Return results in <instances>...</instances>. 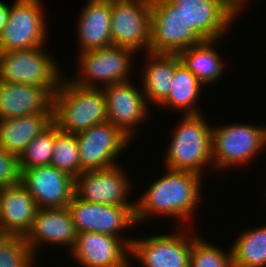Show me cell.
<instances>
[{"instance_id": "obj_1", "label": "cell", "mask_w": 266, "mask_h": 267, "mask_svg": "<svg viewBox=\"0 0 266 267\" xmlns=\"http://www.w3.org/2000/svg\"><path fill=\"white\" fill-rule=\"evenodd\" d=\"M201 181H203L202 175L198 173L166 168V173L151 183L141 194L142 196L134 202L136 222L144 224L153 216L162 215L166 218L168 216L177 218L178 221L181 219V222L187 223L184 227L188 225L190 228L193 212L198 209L202 196Z\"/></svg>"}, {"instance_id": "obj_2", "label": "cell", "mask_w": 266, "mask_h": 267, "mask_svg": "<svg viewBox=\"0 0 266 267\" xmlns=\"http://www.w3.org/2000/svg\"><path fill=\"white\" fill-rule=\"evenodd\" d=\"M53 123L61 132L77 134L107 122V103L101 88L79 86L63 77L53 95Z\"/></svg>"}, {"instance_id": "obj_3", "label": "cell", "mask_w": 266, "mask_h": 267, "mask_svg": "<svg viewBox=\"0 0 266 267\" xmlns=\"http://www.w3.org/2000/svg\"><path fill=\"white\" fill-rule=\"evenodd\" d=\"M166 148L165 168L191 171L203 176L212 165V127L203 113L183 114ZM211 164V165H210ZM204 171V172H203Z\"/></svg>"}, {"instance_id": "obj_4", "label": "cell", "mask_w": 266, "mask_h": 267, "mask_svg": "<svg viewBox=\"0 0 266 267\" xmlns=\"http://www.w3.org/2000/svg\"><path fill=\"white\" fill-rule=\"evenodd\" d=\"M44 47L0 52V81L35 85L53 96L64 76L57 61Z\"/></svg>"}, {"instance_id": "obj_5", "label": "cell", "mask_w": 266, "mask_h": 267, "mask_svg": "<svg viewBox=\"0 0 266 267\" xmlns=\"http://www.w3.org/2000/svg\"><path fill=\"white\" fill-rule=\"evenodd\" d=\"M263 147L266 148V125L234 122L212 127V165L216 170L246 164L256 159Z\"/></svg>"}, {"instance_id": "obj_6", "label": "cell", "mask_w": 266, "mask_h": 267, "mask_svg": "<svg viewBox=\"0 0 266 267\" xmlns=\"http://www.w3.org/2000/svg\"><path fill=\"white\" fill-rule=\"evenodd\" d=\"M79 54V72L77 71L73 79L67 78L72 83L102 89L110 84L123 83L132 79L129 78V73L134 69L133 61L137 53L130 48L112 44Z\"/></svg>"}, {"instance_id": "obj_7", "label": "cell", "mask_w": 266, "mask_h": 267, "mask_svg": "<svg viewBox=\"0 0 266 267\" xmlns=\"http://www.w3.org/2000/svg\"><path fill=\"white\" fill-rule=\"evenodd\" d=\"M206 40L169 0H151L149 53L178 54Z\"/></svg>"}, {"instance_id": "obj_8", "label": "cell", "mask_w": 266, "mask_h": 267, "mask_svg": "<svg viewBox=\"0 0 266 267\" xmlns=\"http://www.w3.org/2000/svg\"><path fill=\"white\" fill-rule=\"evenodd\" d=\"M42 0H15L0 37V52L46 46L48 26Z\"/></svg>"}, {"instance_id": "obj_9", "label": "cell", "mask_w": 266, "mask_h": 267, "mask_svg": "<svg viewBox=\"0 0 266 267\" xmlns=\"http://www.w3.org/2000/svg\"><path fill=\"white\" fill-rule=\"evenodd\" d=\"M187 228L181 226L184 230L173 234L160 233L141 239L134 238L130 257L141 262L142 267H190L191 248L198 235Z\"/></svg>"}, {"instance_id": "obj_10", "label": "cell", "mask_w": 266, "mask_h": 267, "mask_svg": "<svg viewBox=\"0 0 266 267\" xmlns=\"http://www.w3.org/2000/svg\"><path fill=\"white\" fill-rule=\"evenodd\" d=\"M68 209L75 229L78 232H97L121 238L131 247L133 238L122 237V232L133 225L137 226L135 206H112L90 203L75 196L70 200Z\"/></svg>"}, {"instance_id": "obj_11", "label": "cell", "mask_w": 266, "mask_h": 267, "mask_svg": "<svg viewBox=\"0 0 266 267\" xmlns=\"http://www.w3.org/2000/svg\"><path fill=\"white\" fill-rule=\"evenodd\" d=\"M110 30L112 44L149 52L151 0H111Z\"/></svg>"}, {"instance_id": "obj_12", "label": "cell", "mask_w": 266, "mask_h": 267, "mask_svg": "<svg viewBox=\"0 0 266 267\" xmlns=\"http://www.w3.org/2000/svg\"><path fill=\"white\" fill-rule=\"evenodd\" d=\"M123 169L118 164L106 169L84 171L74 179V196L101 205L135 206L133 201H128L134 186Z\"/></svg>"}, {"instance_id": "obj_13", "label": "cell", "mask_w": 266, "mask_h": 267, "mask_svg": "<svg viewBox=\"0 0 266 267\" xmlns=\"http://www.w3.org/2000/svg\"><path fill=\"white\" fill-rule=\"evenodd\" d=\"M79 161L83 171L106 169L118 165L116 159L126 149L128 138L109 121L94 125L76 134ZM116 161V162H115Z\"/></svg>"}, {"instance_id": "obj_14", "label": "cell", "mask_w": 266, "mask_h": 267, "mask_svg": "<svg viewBox=\"0 0 266 267\" xmlns=\"http://www.w3.org/2000/svg\"><path fill=\"white\" fill-rule=\"evenodd\" d=\"M138 87L130 80L102 88L107 103V120L131 140L137 137L135 135L138 125L144 121L146 123L148 114L151 115L149 110L151 106L142 88Z\"/></svg>"}, {"instance_id": "obj_15", "label": "cell", "mask_w": 266, "mask_h": 267, "mask_svg": "<svg viewBox=\"0 0 266 267\" xmlns=\"http://www.w3.org/2000/svg\"><path fill=\"white\" fill-rule=\"evenodd\" d=\"M20 182L33 197L38 209L68 207L74 196V178L52 165L20 172Z\"/></svg>"}, {"instance_id": "obj_16", "label": "cell", "mask_w": 266, "mask_h": 267, "mask_svg": "<svg viewBox=\"0 0 266 267\" xmlns=\"http://www.w3.org/2000/svg\"><path fill=\"white\" fill-rule=\"evenodd\" d=\"M75 229L68 207L37 209L30 231L24 237L29 248L36 255L41 246H60L69 248L76 242ZM43 244V245H42Z\"/></svg>"}, {"instance_id": "obj_17", "label": "cell", "mask_w": 266, "mask_h": 267, "mask_svg": "<svg viewBox=\"0 0 266 267\" xmlns=\"http://www.w3.org/2000/svg\"><path fill=\"white\" fill-rule=\"evenodd\" d=\"M69 255L82 267H117L130 257V247L119 237L78 232Z\"/></svg>"}, {"instance_id": "obj_18", "label": "cell", "mask_w": 266, "mask_h": 267, "mask_svg": "<svg viewBox=\"0 0 266 267\" xmlns=\"http://www.w3.org/2000/svg\"><path fill=\"white\" fill-rule=\"evenodd\" d=\"M207 40H221L236 22L221 0H169ZM231 26V27H230ZM225 35V36H224Z\"/></svg>"}, {"instance_id": "obj_19", "label": "cell", "mask_w": 266, "mask_h": 267, "mask_svg": "<svg viewBox=\"0 0 266 267\" xmlns=\"http://www.w3.org/2000/svg\"><path fill=\"white\" fill-rule=\"evenodd\" d=\"M53 96L42 87L0 81V120L53 114Z\"/></svg>"}, {"instance_id": "obj_20", "label": "cell", "mask_w": 266, "mask_h": 267, "mask_svg": "<svg viewBox=\"0 0 266 267\" xmlns=\"http://www.w3.org/2000/svg\"><path fill=\"white\" fill-rule=\"evenodd\" d=\"M35 200L21 182L0 190V234L25 237L37 212Z\"/></svg>"}, {"instance_id": "obj_21", "label": "cell", "mask_w": 266, "mask_h": 267, "mask_svg": "<svg viewBox=\"0 0 266 267\" xmlns=\"http://www.w3.org/2000/svg\"><path fill=\"white\" fill-rule=\"evenodd\" d=\"M78 15L79 53L112 45L111 0H86Z\"/></svg>"}, {"instance_id": "obj_22", "label": "cell", "mask_w": 266, "mask_h": 267, "mask_svg": "<svg viewBox=\"0 0 266 267\" xmlns=\"http://www.w3.org/2000/svg\"><path fill=\"white\" fill-rule=\"evenodd\" d=\"M53 123V114H33L0 120V147L19 157L27 145Z\"/></svg>"}, {"instance_id": "obj_23", "label": "cell", "mask_w": 266, "mask_h": 267, "mask_svg": "<svg viewBox=\"0 0 266 267\" xmlns=\"http://www.w3.org/2000/svg\"><path fill=\"white\" fill-rule=\"evenodd\" d=\"M204 85L180 61L178 54H174V75L168 97L159 105L160 108L184 111L186 114H201L196 107Z\"/></svg>"}, {"instance_id": "obj_24", "label": "cell", "mask_w": 266, "mask_h": 267, "mask_svg": "<svg viewBox=\"0 0 266 267\" xmlns=\"http://www.w3.org/2000/svg\"><path fill=\"white\" fill-rule=\"evenodd\" d=\"M142 91L150 106H159L169 95L174 75V54L146 52Z\"/></svg>"}, {"instance_id": "obj_25", "label": "cell", "mask_w": 266, "mask_h": 267, "mask_svg": "<svg viewBox=\"0 0 266 267\" xmlns=\"http://www.w3.org/2000/svg\"><path fill=\"white\" fill-rule=\"evenodd\" d=\"M220 40H206L178 53L183 65L206 87L224 74V66L219 52L214 48Z\"/></svg>"}, {"instance_id": "obj_26", "label": "cell", "mask_w": 266, "mask_h": 267, "mask_svg": "<svg viewBox=\"0 0 266 267\" xmlns=\"http://www.w3.org/2000/svg\"><path fill=\"white\" fill-rule=\"evenodd\" d=\"M231 252L235 267H266V225L243 230Z\"/></svg>"}, {"instance_id": "obj_27", "label": "cell", "mask_w": 266, "mask_h": 267, "mask_svg": "<svg viewBox=\"0 0 266 267\" xmlns=\"http://www.w3.org/2000/svg\"><path fill=\"white\" fill-rule=\"evenodd\" d=\"M56 139V125L52 123L37 135L18 157L19 172L38 166L51 165Z\"/></svg>"}, {"instance_id": "obj_28", "label": "cell", "mask_w": 266, "mask_h": 267, "mask_svg": "<svg viewBox=\"0 0 266 267\" xmlns=\"http://www.w3.org/2000/svg\"><path fill=\"white\" fill-rule=\"evenodd\" d=\"M51 165L74 179L84 172L80 166L76 134L61 132L56 126Z\"/></svg>"}, {"instance_id": "obj_29", "label": "cell", "mask_w": 266, "mask_h": 267, "mask_svg": "<svg viewBox=\"0 0 266 267\" xmlns=\"http://www.w3.org/2000/svg\"><path fill=\"white\" fill-rule=\"evenodd\" d=\"M36 257L24 237L0 234V267H35Z\"/></svg>"}, {"instance_id": "obj_30", "label": "cell", "mask_w": 266, "mask_h": 267, "mask_svg": "<svg viewBox=\"0 0 266 267\" xmlns=\"http://www.w3.org/2000/svg\"><path fill=\"white\" fill-rule=\"evenodd\" d=\"M190 267H235L231 247L226 252L198 236L191 248Z\"/></svg>"}, {"instance_id": "obj_31", "label": "cell", "mask_w": 266, "mask_h": 267, "mask_svg": "<svg viewBox=\"0 0 266 267\" xmlns=\"http://www.w3.org/2000/svg\"><path fill=\"white\" fill-rule=\"evenodd\" d=\"M19 182L18 157L0 147V190Z\"/></svg>"}, {"instance_id": "obj_32", "label": "cell", "mask_w": 266, "mask_h": 267, "mask_svg": "<svg viewBox=\"0 0 266 267\" xmlns=\"http://www.w3.org/2000/svg\"><path fill=\"white\" fill-rule=\"evenodd\" d=\"M223 5L237 18L242 10L245 9V5L251 0H221ZM247 2V3H246ZM241 11V12H240ZM238 15V16H237Z\"/></svg>"}, {"instance_id": "obj_33", "label": "cell", "mask_w": 266, "mask_h": 267, "mask_svg": "<svg viewBox=\"0 0 266 267\" xmlns=\"http://www.w3.org/2000/svg\"><path fill=\"white\" fill-rule=\"evenodd\" d=\"M10 7L0 0V37L8 21Z\"/></svg>"}, {"instance_id": "obj_34", "label": "cell", "mask_w": 266, "mask_h": 267, "mask_svg": "<svg viewBox=\"0 0 266 267\" xmlns=\"http://www.w3.org/2000/svg\"><path fill=\"white\" fill-rule=\"evenodd\" d=\"M130 259H131L130 257L127 258L121 265H119L117 267H134V266H132L133 262H131Z\"/></svg>"}]
</instances>
